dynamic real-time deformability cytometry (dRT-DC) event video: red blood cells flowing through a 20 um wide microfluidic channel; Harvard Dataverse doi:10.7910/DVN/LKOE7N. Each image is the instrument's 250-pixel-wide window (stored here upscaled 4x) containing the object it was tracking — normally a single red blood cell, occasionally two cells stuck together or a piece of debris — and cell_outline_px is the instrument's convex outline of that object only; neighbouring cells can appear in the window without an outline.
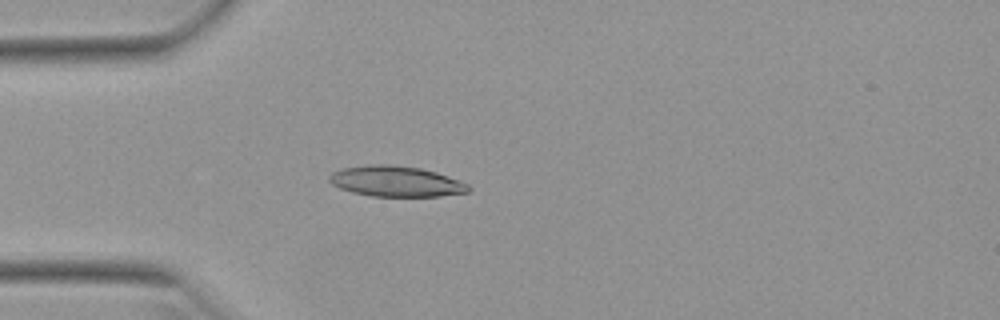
{"species": "Egyptian fruit bat (a non-hibernating species)", "species_latin": "Rousettus aegyptiacus", "temperature_condition": "warm", "stored_images_in_passage": 51, "camera_frame_rate_fps": 3000, "um_per_image_px": 0.085, "animal": {"sex": "female"}, "frame": {"image": 1, "passage_image": 14, "time_ms": 4.333, "image_size_px": [1000, 320], "cell_outline_px": [[472, 188], [468, 192], [440, 196], [372, 196], [352, 192], [340, 188], [332, 184], [328, 180], [328, 176], [332, 172], [344, 168], [368, 164], [392, 164], [420, 168], [436, 172], [460, 180], [468, 184]], "centroid_in_image_um": [33.66, 15.41], "position_along_channel_um": 51.3, "area_um2": 24.91}}
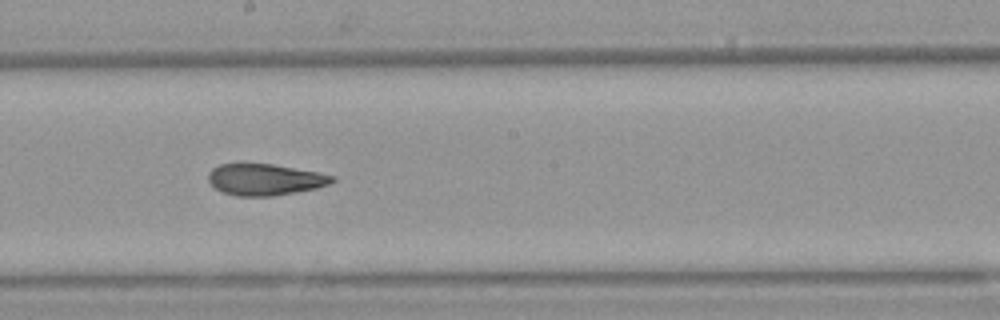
{"frame": {"image": 2, "passage_image": 28, "time_ms": 9.0, "image_size_px": [1000, 320], "cell_outline_px": [[336, 180], [328, 184], [316, 188], [296, 192], [272, 196], [236, 196], [224, 192], [216, 188], [208, 180], [208, 172], [212, 168], [220, 164], [240, 160], [272, 164], [320, 172], [336, 176]], "centroid_in_image_um": [22.49, 15.21], "position_along_channel_um": 225.7, "area_um2": 23.41}}
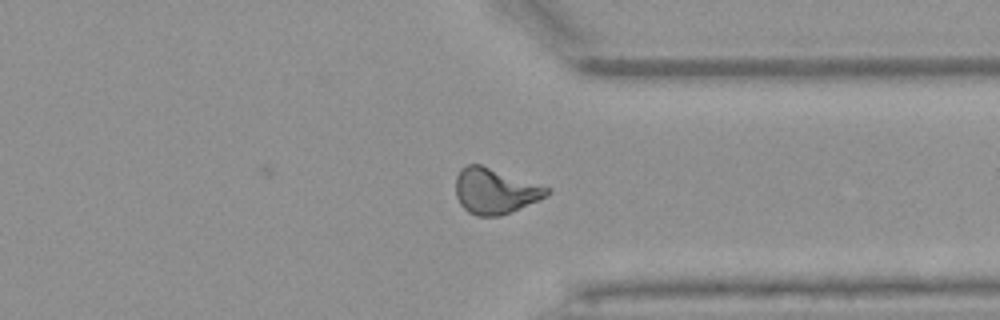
{"frame": {"image": 3, "passage_image": 39, "time_ms": 12.667, "image_size_px": [1000, 320], "cell_outline_px": [[552, 192], [540, 200], [500, 216], [476, 216], [468, 212], [460, 204], [456, 196], [456, 176], [460, 168], [468, 164], [480, 164], [552, 188]], "centroid_in_image_um": [42.09, 16.23], "position_along_channel_um": 369.3, "area_um2": 24.39}, "authors_computed_cell_mechanics": {"area_um2": 23.5824, "velocity_mm_per_s": 3.9581, "shape_relaxation_time_tau1_ms": 10.2903, "shape_relaxation_time_tau2_ms": 2.4302, "deformation_change_tau1": 0.259, "deformation_change_tau2": 0.1012}}